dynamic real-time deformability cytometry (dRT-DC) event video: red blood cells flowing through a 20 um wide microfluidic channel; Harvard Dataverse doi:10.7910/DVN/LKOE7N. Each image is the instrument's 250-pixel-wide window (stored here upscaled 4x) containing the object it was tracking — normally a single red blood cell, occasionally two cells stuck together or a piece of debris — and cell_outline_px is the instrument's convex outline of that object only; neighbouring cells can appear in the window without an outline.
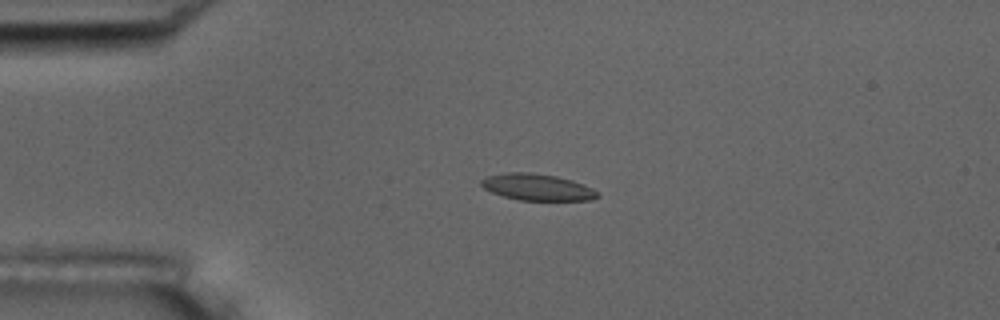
{"species": "common noctule bat (a hibernating species)", "species_latin": "Nyctalus noctula", "temperature_condition": "room temperature", "stored_images_in_passage": 9, "camera_frame_rate_fps": 3000, "um_per_image_px": 0.085, "animal": {"sex": "male", "body_mass_g": 17.5, "forearm_length_mm": 52.3}, "frame": {"image": 1, "passage_image": 2, "time_ms": 1.0, "image_size_px": [1000, 320], "cell_outline_px": [[600, 196], [588, 200], [520, 200], [504, 196], [492, 192], [484, 188], [480, 184], [480, 180], [488, 176], [508, 172], [528, 172], [556, 176], [572, 180], [584, 184], [592, 188]], "centroid_in_image_um": [45.65, 15.9], "position_along_channel_um": 39.3, "area_um2": 17.8}}
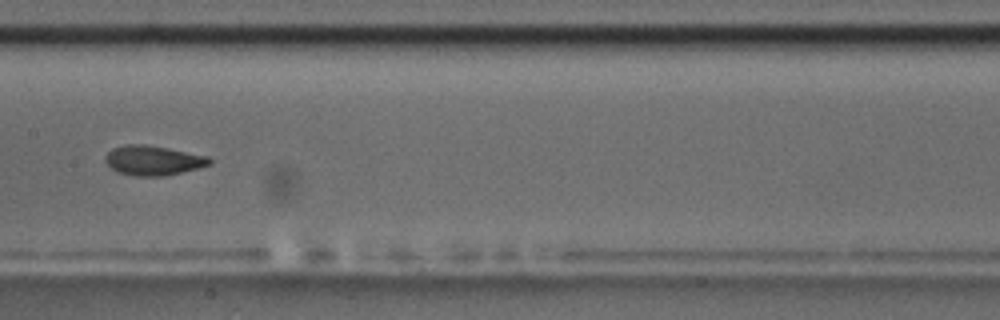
{"frame": {"image": 2, "passage_image": 6, "time_ms": 6.0, "image_size_px": [1000, 320], "cell_outline_px": [[212, 164], [164, 176], [136, 176], [116, 172], [104, 160], [104, 156], [112, 148], [128, 144], [144, 144], [168, 148], [208, 156], [212, 160]], "centroid_in_image_um": [12.99, 13.63], "position_along_channel_um": 194.4, "area_um2": 17.98}}